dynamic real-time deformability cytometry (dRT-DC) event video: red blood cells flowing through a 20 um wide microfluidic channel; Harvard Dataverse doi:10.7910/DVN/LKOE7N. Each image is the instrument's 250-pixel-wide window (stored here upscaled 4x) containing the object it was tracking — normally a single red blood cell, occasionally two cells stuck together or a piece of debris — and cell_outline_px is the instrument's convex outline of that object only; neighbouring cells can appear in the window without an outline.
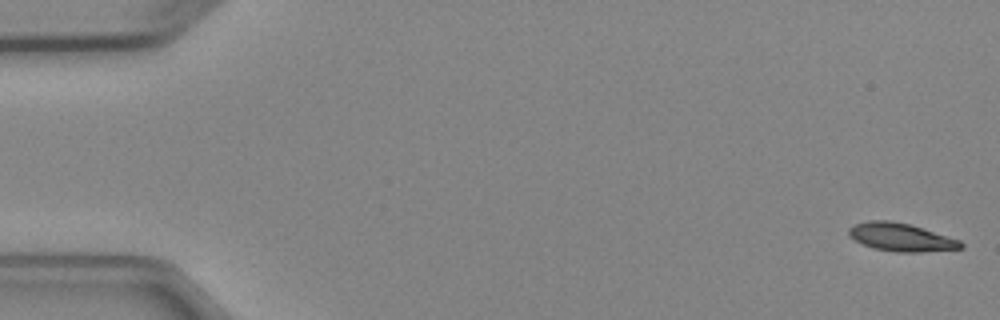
{"species": "Egyptian fruit bat (a non-hibernating species)", "species_latin": "Rousettus aegyptiacus", "temperature_condition": "cold", "stored_images_in_passage": 4, "segment_of_instrument_passage": [2, 2], "camera_frame_rate_fps": 3000, "um_per_image_px": 0.085, "animal": {"sex": "female"}, "frame": {"image": 1, "passage_image": 4, "time_ms": 3.667, "image_size_px": [1000, 320], "cell_outline_px": [[964, 248], [920, 252], [896, 252], [872, 248], [848, 236], [848, 228], [856, 224], [868, 220], [888, 220], [908, 224], [960, 240], [964, 244]], "centroid_in_image_um": [76.57, 20.17], "position_along_channel_um": 8.4, "area_um2": 18.15}}